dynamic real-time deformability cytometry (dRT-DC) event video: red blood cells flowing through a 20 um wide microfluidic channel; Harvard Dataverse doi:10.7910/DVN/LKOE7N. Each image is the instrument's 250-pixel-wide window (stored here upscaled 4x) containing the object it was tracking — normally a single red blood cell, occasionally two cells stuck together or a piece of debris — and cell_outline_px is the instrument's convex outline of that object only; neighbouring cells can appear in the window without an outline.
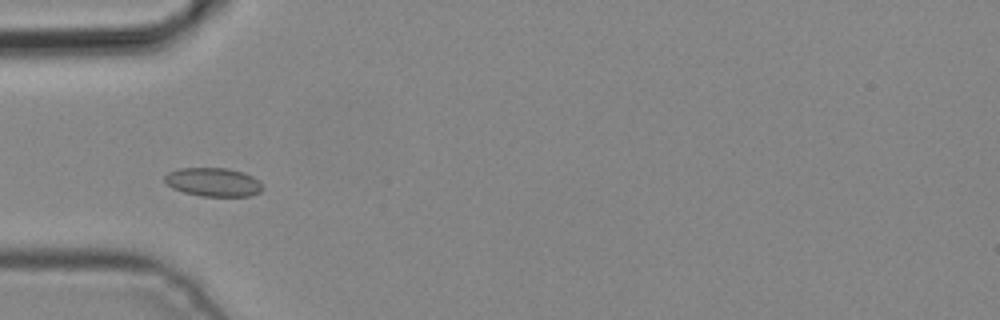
{"species": "common noctule bat (a hibernating species)", "species_latin": "Nyctalus noctula", "temperature_condition": "cold", "stored_images_in_passage": 3, "camera_frame_rate_fps": 3000, "um_per_image_px": 0.085, "animal": {"sex": "male", "body_mass_g": 19.2, "forearm_length_mm": 51.8}, "frame": {"image": 1, "passage_image": 3, "time_ms": 0.667, "image_size_px": [1000, 320], "cell_outline_px": [[264, 188], [260, 192], [252, 196], [200, 196], [184, 192], [172, 188], [164, 180], [164, 176], [168, 172], [180, 168], [228, 168], [244, 172], [260, 180]], "centroid_in_image_um": [18.16, 15.48], "position_along_channel_um": 66.8, "area_um2": 16.53}}